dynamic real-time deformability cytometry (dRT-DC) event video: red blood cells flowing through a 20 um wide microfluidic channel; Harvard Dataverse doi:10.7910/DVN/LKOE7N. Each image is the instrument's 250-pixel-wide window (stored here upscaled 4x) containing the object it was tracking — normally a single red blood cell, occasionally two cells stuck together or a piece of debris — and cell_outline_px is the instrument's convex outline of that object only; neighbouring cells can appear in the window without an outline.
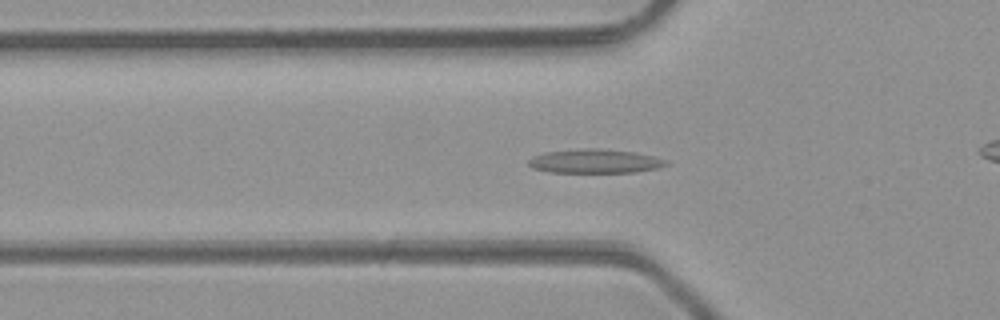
{"species": "common noctule bat (a hibernating species)", "species_latin": "Nyctalus noctula", "temperature_condition": "room temperature", "stored_images_in_passage": 49, "camera_frame_rate_fps": 3000, "um_per_image_px": 0.085, "animal": {"sex": "male", "body_mass_g": 23.1, "forearm_length_mm": 52.7}, "frame": {"image": 1, "passage_image": 16, "time_ms": 5.0, "image_size_px": [1000, 320], "cell_outline_px": [[668, 164], [660, 168], [636, 172], [548, 172], [532, 168], [528, 164], [528, 160], [532, 156], [544, 152], [580, 148], [600, 148], [632, 152], [652, 156], [668, 160]], "centroid_in_image_um": [50.54, 13.7], "position_along_channel_um": 75.3, "area_um2": 19.36}}
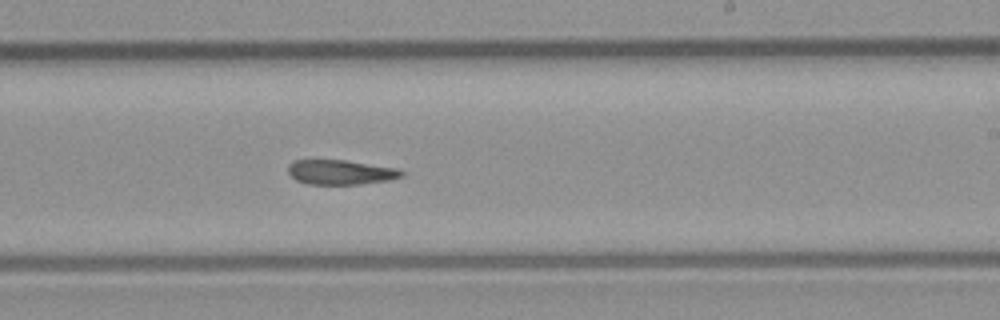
{"frame": {"image": 2, "passage_image": 29, "time_ms": 9.333, "image_size_px": [1000, 320], "cell_outline_px": [[404, 176], [388, 180], [360, 184], [308, 184], [296, 180], [288, 172], [288, 164], [292, 160], [344, 160], [400, 168], [404, 172]], "centroid_in_image_um": [28.97, 14.63], "position_along_channel_um": 260.0, "area_um2": 16.42}}
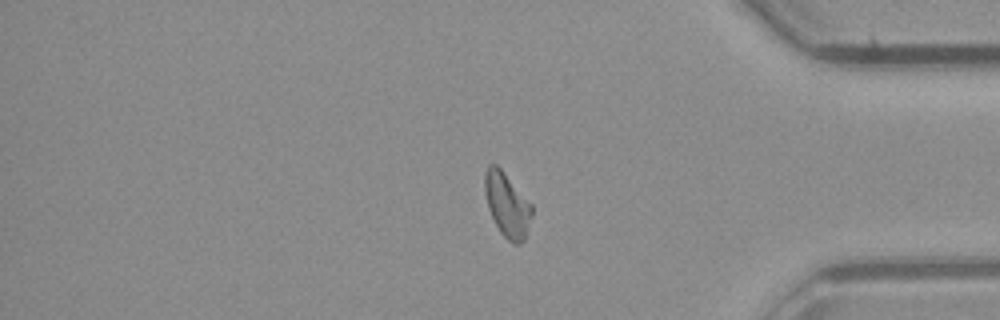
{"frame": {"image": 3, "passage_image": 40, "time_ms": 13.0, "image_size_px": [1000, 320], "cell_outline_px": [[532, 216], [524, 240], [520, 244], [512, 244], [500, 232], [488, 208], [484, 192], [484, 172], [488, 164], [496, 164], [500, 168], [532, 204]], "centroid_in_image_um": [43.09, 17.41], "position_along_channel_um": 392.1, "area_um2": 17.63}, "authors_computed_cell_mechanics": {"area_um2": 17.6868, "velocity_mm_per_s": 4.2438, "shape_relaxation_time_tau1_ms": null, "shape_relaxation_time_tau2_ms": 6.1655, "deformation_change_tau1": null, "deformation_change_tau2": 0.1224}}